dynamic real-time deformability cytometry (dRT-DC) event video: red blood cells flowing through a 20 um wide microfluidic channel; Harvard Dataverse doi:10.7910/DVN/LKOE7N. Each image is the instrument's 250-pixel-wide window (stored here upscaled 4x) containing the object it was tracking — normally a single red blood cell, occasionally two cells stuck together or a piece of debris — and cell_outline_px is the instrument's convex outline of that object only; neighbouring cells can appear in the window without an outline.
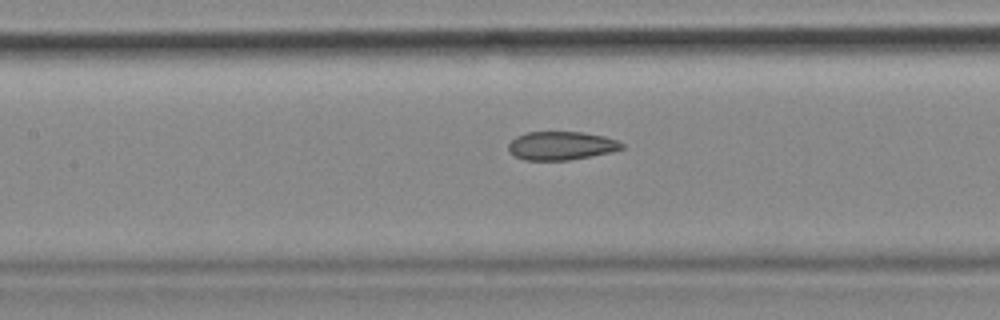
{"species": "common noctule bat (a hibernating species)", "species_latin": "Nyctalus noctula", "temperature_condition": "cold", "stored_images_in_passage": 37, "camera_frame_rate_fps": 3000, "um_per_image_px": 0.085, "animal": {"sex": "female", "body_mass_g": 18.4}, "frame": {"image": 1, "passage_image": 11, "time_ms": 3.333, "image_size_px": [1000, 320], "cell_outline_px": [[624, 148], [612, 152], [592, 156], [568, 160], [524, 160], [508, 152], [508, 144], [516, 136], [528, 132], [584, 132], [604, 136], [616, 140], [624, 144]], "centroid_in_image_um": [47.71, 12.38], "position_along_channel_um": 159.7, "area_um2": 18.9}, "authors_computed_cell_mechanics": {"area_um2": 19.4786, "velocity_mm_per_s": 3.6324, "shape_relaxation_time_tau1_ms": null, "shape_relaxation_time_tau2_ms": 3.1801, "deformation_change_tau1": null, "deformation_change_tau2": 0.0949}}